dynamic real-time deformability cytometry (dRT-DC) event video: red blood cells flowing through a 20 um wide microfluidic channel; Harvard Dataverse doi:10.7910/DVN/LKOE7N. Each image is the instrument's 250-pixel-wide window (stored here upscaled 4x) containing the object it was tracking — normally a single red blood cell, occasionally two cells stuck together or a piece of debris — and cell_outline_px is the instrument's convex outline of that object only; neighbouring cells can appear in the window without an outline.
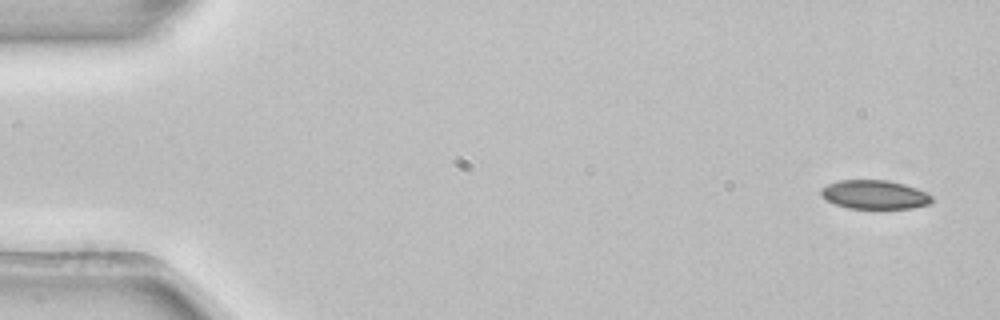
{"species": "common noctule bat (a hibernating species)", "species_latin": "Nyctalus noctula", "temperature_condition": "room temperature", "stored_images_in_passage": 4, "camera_frame_rate_fps": 3000, "um_per_image_px": 0.085, "animal": {"sex": "female", "body_mass_g": 22.7, "forearm_length_mm": 54.2}, "frame": {"image": 1, "passage_image": 1, "time_ms": 0.0, "image_size_px": [1000, 320], "cell_outline_px": [[932, 200], [928, 204], [912, 208], [848, 208], [836, 204], [828, 200], [820, 192], [820, 188], [828, 184], [840, 180], [888, 180], [904, 184], [916, 188], [932, 196]], "centroid_in_image_um": [74.33, 16.53], "position_along_channel_um": 10.7, "area_um2": 18.38}}
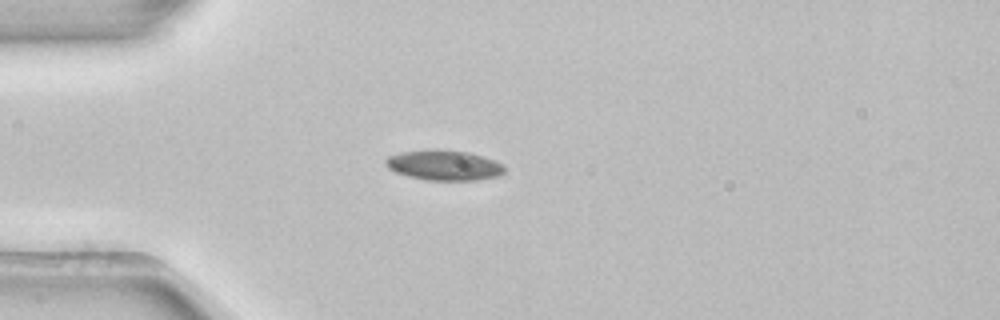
{"frame": {"image": 2, "passage_image": 4, "time_ms": 1.0, "image_size_px": [1000, 320], "cell_outline_px": [[504, 172], [496, 176], [476, 180], [424, 180], [408, 176], [396, 172], [388, 168], [384, 164], [384, 160], [388, 156], [400, 152], [468, 152], [484, 156], [496, 160], [504, 168]], "centroid_in_image_um": [37.73, 14.08], "position_along_channel_um": 47.3, "area_um2": 20.11}}